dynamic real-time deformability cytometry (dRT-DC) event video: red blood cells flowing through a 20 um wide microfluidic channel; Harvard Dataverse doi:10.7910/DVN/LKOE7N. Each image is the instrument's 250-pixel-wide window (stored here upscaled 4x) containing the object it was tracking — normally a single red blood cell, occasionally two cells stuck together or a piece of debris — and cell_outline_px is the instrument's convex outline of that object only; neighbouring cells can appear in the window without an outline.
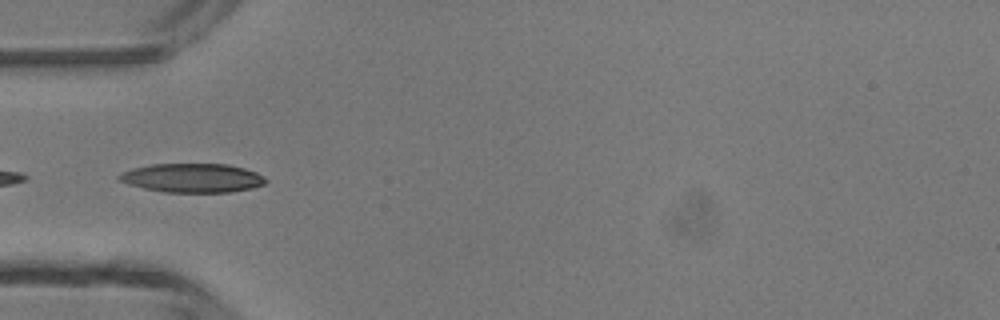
{"species": "common noctule bat (a hibernating species)", "species_latin": "Nyctalus noctula", "temperature_condition": "room temperature", "stored_images_in_passage": 4, "camera_frame_rate_fps": 3000, "um_per_image_px": 0.085, "animal": {"sex": "male", "body_mass_g": 13.3}, "frame": {"image": 1, "passage_image": 4, "time_ms": 3.333, "image_size_px": [1000, 320], "cell_outline_px": [[268, 180], [264, 184], [252, 188], [228, 192], [164, 192], [144, 188], [128, 184], [116, 180], [116, 176], [132, 168], [152, 164], [228, 164], [244, 168], [256, 172], [264, 176]], "centroid_in_image_um": [16.34, 15.12], "position_along_channel_um": 68.7, "area_um2": 24.8}}